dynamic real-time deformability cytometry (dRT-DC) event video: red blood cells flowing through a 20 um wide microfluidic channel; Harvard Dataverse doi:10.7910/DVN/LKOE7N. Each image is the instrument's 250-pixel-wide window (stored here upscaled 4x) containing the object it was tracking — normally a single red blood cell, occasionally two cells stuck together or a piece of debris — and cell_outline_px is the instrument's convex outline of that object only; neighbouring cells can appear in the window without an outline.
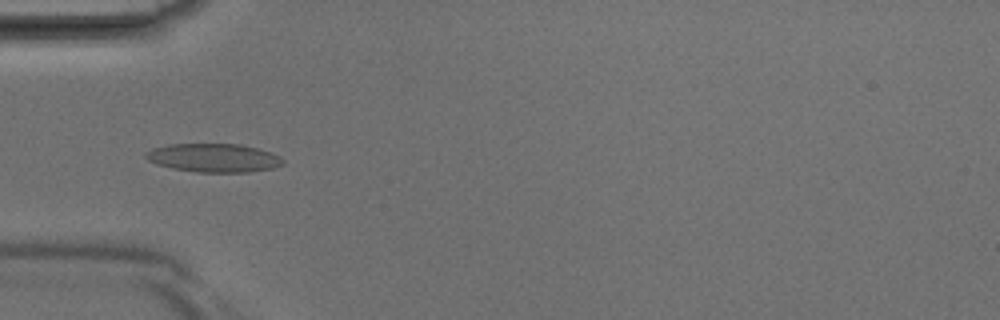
{"species": "Egyptian fruit bat (a non-hibernating species)", "species_latin": "Rousettus aegyptiacus", "temperature_condition": "room temperature", "stored_images_in_passage": 40, "camera_frame_rate_fps": 3000, "um_per_image_px": 0.085, "animal": {"sex": "male"}, "frame": {"image": 1, "passage_image": 12, "time_ms": 3.667, "image_size_px": [1000, 320], "cell_outline_px": [[284, 164], [272, 168], [248, 172], [196, 172], [172, 168], [156, 164], [148, 160], [144, 156], [144, 152], [152, 148], [168, 144], [240, 144], [272, 152], [280, 156], [284, 160]], "centroid_in_image_um": [18.15, 13.41], "position_along_channel_um": 66.9, "area_um2": 22.95}}
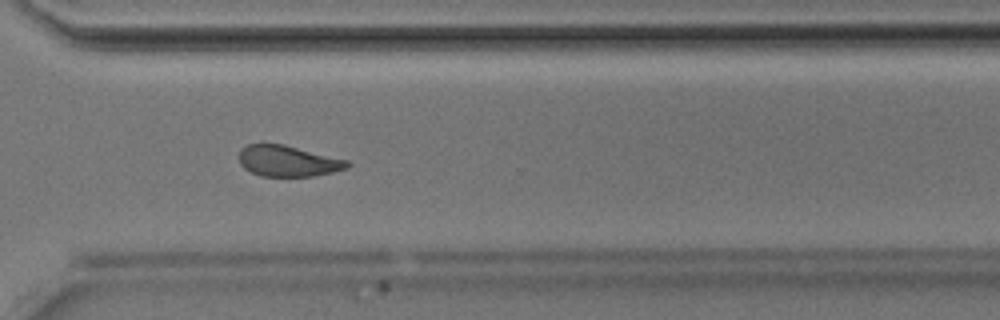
{"frame": {"image": 2, "passage_image": 29, "time_ms": 9.333, "image_size_px": [1000, 320], "cell_outline_px": [[352, 164], [348, 168], [332, 172], [312, 176], [260, 176], [244, 168], [240, 164], [240, 148], [248, 144], [284, 144], [348, 160]], "centroid_in_image_um": [24.49, 13.68], "position_along_channel_um": 346.1, "area_um2": 19.54}}
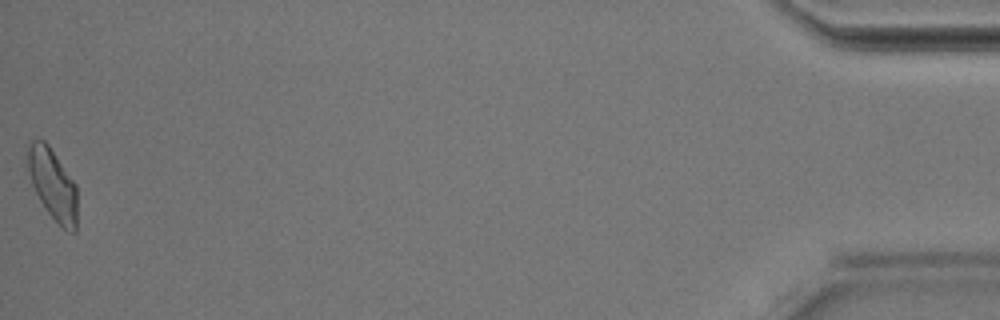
{"frame": {"image": 3, "passage_image": 40, "time_ms": 13.0, "image_size_px": [1000, 320], "cell_outline_px": [[76, 232], [68, 232], [48, 212], [40, 200], [32, 184], [28, 168], [28, 144], [32, 140], [44, 140], [48, 144], [76, 184]], "centroid_in_image_um": [4.49, 15.65], "position_along_channel_um": 430.7, "area_um2": 20.06}}